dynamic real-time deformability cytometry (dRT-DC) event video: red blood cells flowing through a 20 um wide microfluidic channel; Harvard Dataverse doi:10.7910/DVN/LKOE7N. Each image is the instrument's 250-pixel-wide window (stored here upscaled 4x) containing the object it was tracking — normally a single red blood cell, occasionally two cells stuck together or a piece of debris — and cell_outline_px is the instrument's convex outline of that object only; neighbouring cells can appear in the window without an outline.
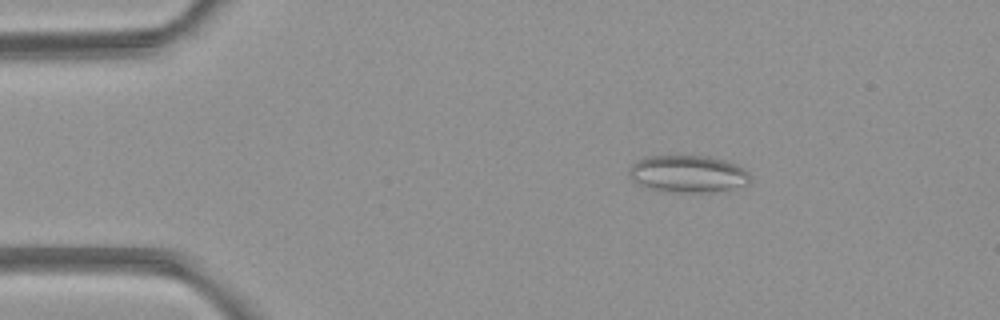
{"species": "common noctule bat (a hibernating species)", "species_latin": "Nyctalus noctula", "temperature_condition": "room temperature", "stored_images_in_passage": 4, "camera_frame_rate_fps": 3000, "um_per_image_px": 0.085, "animal": {"sex": "female", "body_mass_g": 21.9}, "frame": {"image": 1, "passage_image": 1, "time_ms": 0.0, "image_size_px": [1000, 320], "cell_outline_px": [[752, 180], [748, 184], [712, 192], [676, 192], [652, 188], [640, 184], [632, 180], [628, 172], [632, 164], [644, 156], [708, 156], [724, 160], [736, 164], [748, 172], [752, 176]], "centroid_in_image_um": [58.5, 14.77], "position_along_channel_um": 26.5, "area_um2": 26.01}}